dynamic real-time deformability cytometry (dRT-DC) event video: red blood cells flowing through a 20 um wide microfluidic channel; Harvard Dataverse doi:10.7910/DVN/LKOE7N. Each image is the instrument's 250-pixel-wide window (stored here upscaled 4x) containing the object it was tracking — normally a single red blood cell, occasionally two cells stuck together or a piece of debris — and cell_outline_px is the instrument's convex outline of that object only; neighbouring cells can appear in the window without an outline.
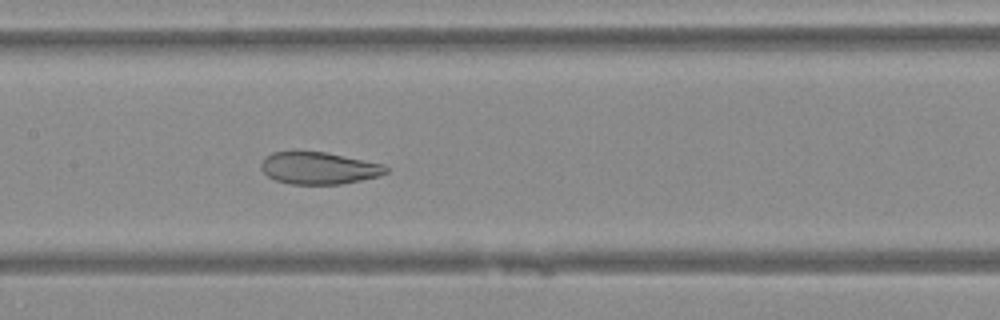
{"species": "Egyptian fruit bat (a non-hibernating species)", "species_latin": "Rousettus aegyptiacus", "temperature_condition": "warm", "stored_images_in_passage": 35, "camera_frame_rate_fps": 3000, "um_per_image_px": 0.085, "animal": {"sex": "female"}, "frame": {"image": 1, "passage_image": 9, "time_ms": 2.667, "image_size_px": [1000, 320], "cell_outline_px": [[388, 172], [380, 176], [340, 184], [292, 184], [276, 180], [268, 176], [260, 168], [260, 164], [264, 156], [272, 152], [324, 152], [384, 164], [388, 168]], "centroid_in_image_um": [27.09, 14.29], "position_along_channel_um": 180.3, "area_um2": 23.24}}
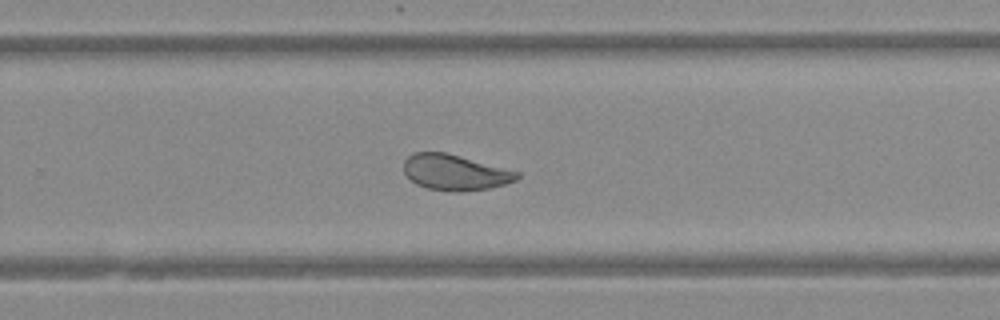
{"frame": {"image": 2, "passage_image": 17, "time_ms": 5.333, "image_size_px": [1000, 320], "cell_outline_px": [[520, 176], [516, 180], [504, 184], [488, 188], [456, 192], [428, 188], [416, 184], [404, 172], [404, 160], [412, 152], [444, 152], [520, 172]], "centroid_in_image_um": [38.66, 14.65], "position_along_channel_um": 291.1, "area_um2": 23.24}}
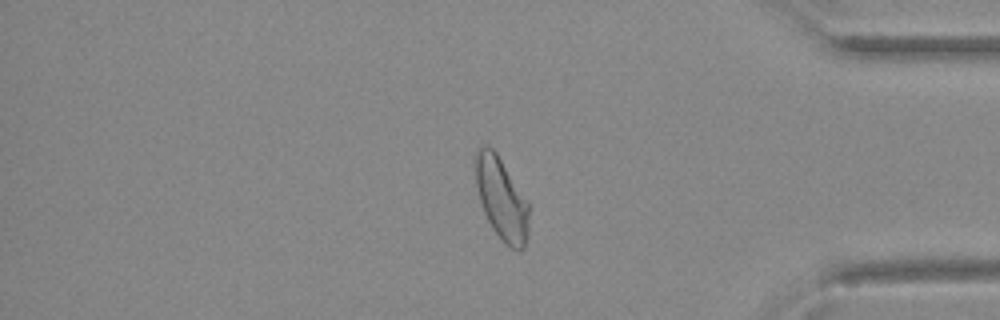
{"frame": {"image": 3, "passage_image": 26, "time_ms": 8.333, "image_size_px": [1000, 320], "cell_outline_px": [[528, 232], [524, 248], [520, 252], [516, 252], [508, 248], [504, 244], [492, 228], [484, 212], [480, 200], [476, 184], [472, 164], [472, 156], [480, 144], [488, 144], [496, 152], [528, 204]], "centroid_in_image_um": [42.56, 16.87], "position_along_channel_um": 392.6, "area_um2": 26.01}}